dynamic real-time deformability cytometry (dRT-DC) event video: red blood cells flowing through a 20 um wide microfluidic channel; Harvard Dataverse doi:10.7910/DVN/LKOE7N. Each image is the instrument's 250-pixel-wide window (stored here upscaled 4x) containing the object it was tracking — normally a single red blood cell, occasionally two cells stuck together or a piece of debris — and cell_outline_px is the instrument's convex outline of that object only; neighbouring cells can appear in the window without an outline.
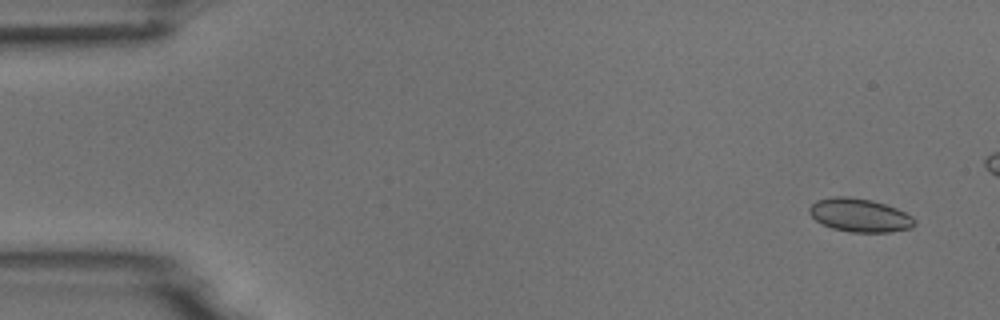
{"species": "common noctule bat (a hibernating species)", "species_latin": "Nyctalus noctula", "temperature_condition": "room temperature", "stored_images_in_passage": 6, "camera_frame_rate_fps": 3000, "um_per_image_px": 0.085, "animal": {"sex": "male", "body_mass_g": 18.8}, "frame": {"image": 1, "passage_image": 1, "time_ms": 0.0, "image_size_px": [1000, 320], "cell_outline_px": [[916, 224], [912, 228], [892, 232], [848, 232], [832, 228], [816, 220], [808, 212], [808, 208], [816, 200], [836, 196], [848, 196], [872, 200], [896, 208], [912, 216], [916, 220]], "centroid_in_image_um": [73.09, 18.3], "position_along_channel_um": 11.9, "area_um2": 20.58}}